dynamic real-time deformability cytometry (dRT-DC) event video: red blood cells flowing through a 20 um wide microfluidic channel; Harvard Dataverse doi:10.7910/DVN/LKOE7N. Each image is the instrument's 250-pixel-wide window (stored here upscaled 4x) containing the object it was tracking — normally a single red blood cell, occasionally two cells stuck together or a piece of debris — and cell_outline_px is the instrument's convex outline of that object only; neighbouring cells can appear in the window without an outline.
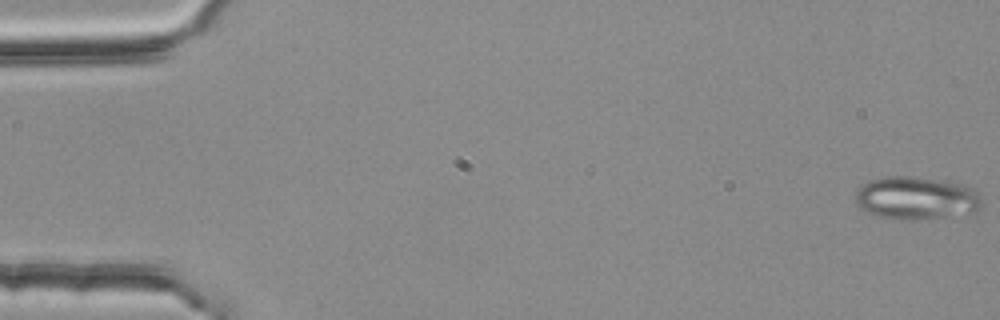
{"species": "common noctule bat (a hibernating species)", "species_latin": "Nyctalus noctula", "temperature_condition": "room temperature", "stored_images_in_passage": 56, "segment_of_instrument_passage": [1, 2], "camera_frame_rate_fps": 3000, "um_per_image_px": 0.085, "animal": {"sex": "female", "body_mass_g": 25.1}, "frame": {"image": 1, "passage_image": 1, "time_ms": 0.0, "image_size_px": [1000, 320], "cell_outline_px": [[984, 204], [976, 212], [916, 220], [900, 220], [876, 216], [860, 208], [856, 204], [856, 192], [860, 184], [868, 180], [888, 176], [912, 176], [944, 180], [964, 184], [980, 192]], "centroid_in_image_um": [77.9, 16.83], "position_along_channel_um": 7.1, "area_um2": 32.25}}
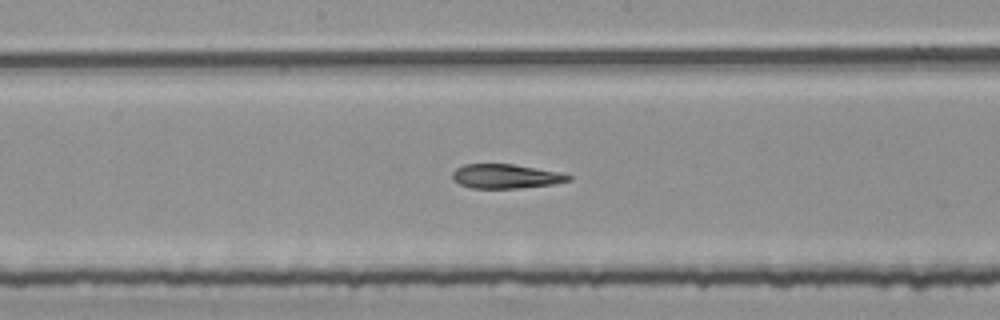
{"frame": {"image": 2, "passage_image": 29, "time_ms": 9.333, "image_size_px": [1000, 320], "cell_outline_px": [[572, 180], [552, 184], [520, 188], [472, 188], [460, 184], [452, 180], [452, 172], [456, 168], [464, 164], [512, 164], [564, 172], [572, 176]], "centroid_in_image_um": [43.02, 14.98], "position_along_channel_um": 205.2, "area_um2": 16.59}}
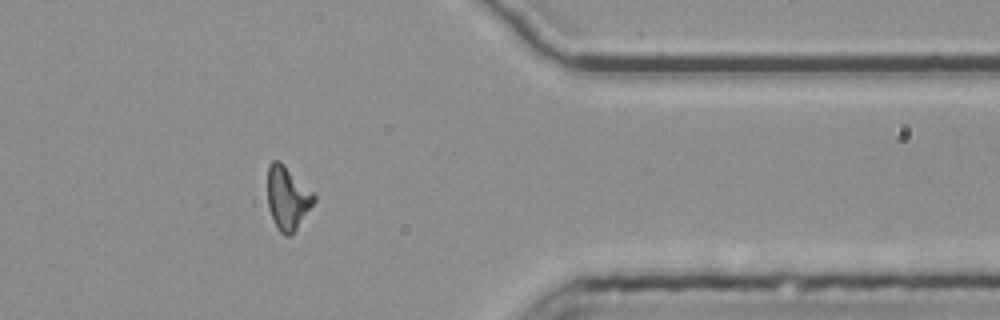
{"frame": {"image": 3, "passage_image": 45, "time_ms": 14.667, "image_size_px": [1000, 320], "cell_outline_px": [[316, 200], [292, 236], [284, 236], [276, 228], [268, 208], [268, 164], [272, 160], [280, 160], [316, 196]], "centroid_in_image_um": [24.42, 16.86], "position_along_channel_um": 387.0, "area_um2": 17.22}}